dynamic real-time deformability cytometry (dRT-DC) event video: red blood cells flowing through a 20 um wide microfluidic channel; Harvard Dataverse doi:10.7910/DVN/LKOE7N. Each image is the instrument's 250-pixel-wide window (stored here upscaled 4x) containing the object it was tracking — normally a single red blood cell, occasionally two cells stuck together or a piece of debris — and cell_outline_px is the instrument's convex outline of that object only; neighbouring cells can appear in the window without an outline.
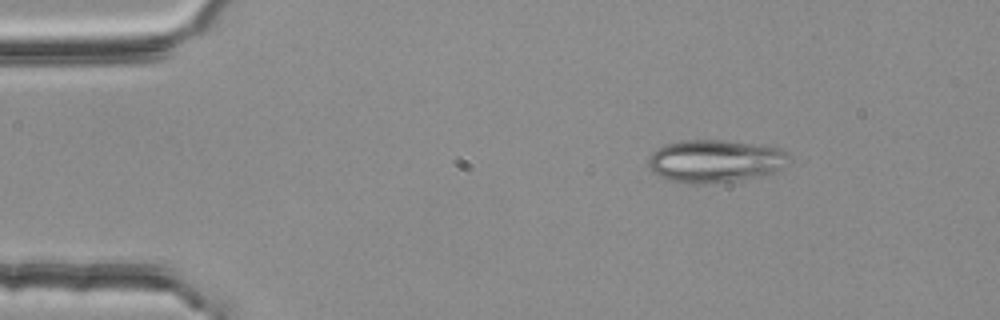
{"species": "common noctule bat (a hibernating species)", "species_latin": "Nyctalus noctula", "temperature_condition": "room temperature", "stored_images_in_passage": 48, "camera_frame_rate_fps": 3000, "um_per_image_px": 0.085, "animal": {"sex": "female", "body_mass_g": 25.1}, "frame": {"image": 1, "passage_image": 2, "time_ms": 0.333, "image_size_px": [1000, 320], "cell_outline_px": [[792, 156], [776, 172], [732, 180], [668, 180], [652, 172], [648, 164], [648, 156], [656, 148], [664, 144], [680, 140], [724, 140], [764, 144], [776, 148]], "centroid_in_image_um": [60.76, 13.61], "position_along_channel_um": 24.2, "area_um2": 33.93}}
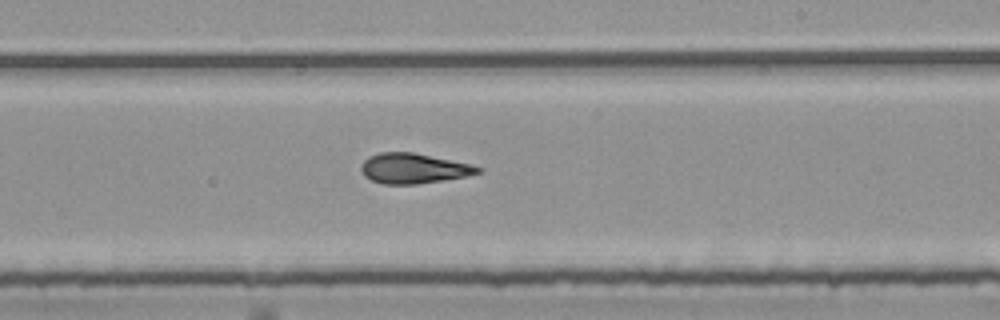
{"frame": {"image": 2, "passage_image": 26, "time_ms": 8.333, "image_size_px": [1000, 320], "cell_outline_px": [[484, 168], [480, 172], [464, 176], [416, 184], [384, 184], [372, 180], [364, 176], [360, 168], [364, 160], [368, 156], [380, 152], [412, 152], [468, 164]], "centroid_in_image_um": [35.08, 14.31], "position_along_channel_um": 253.9, "area_um2": 20.11}}
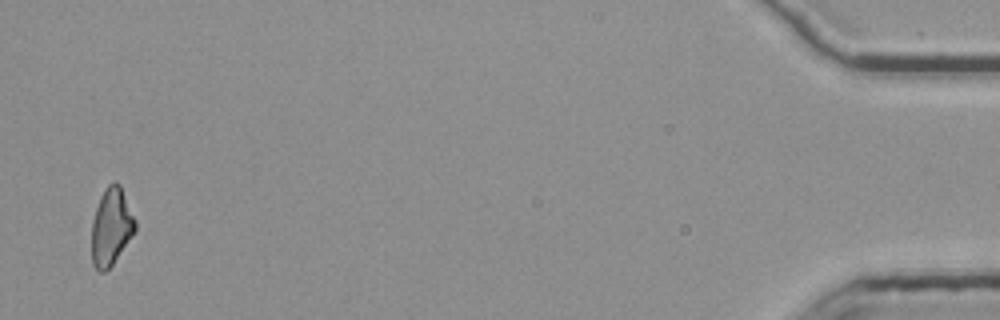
{"frame": {"image": 3, "passage_image": 47, "time_ms": 15.333, "image_size_px": [1000, 320], "cell_outline_px": [[136, 228], [112, 264], [104, 272], [100, 272], [92, 264], [92, 220], [100, 196], [104, 188], [108, 184], [116, 180], [120, 184], [136, 220]], "centroid_in_image_um": [9.44, 19.22], "position_along_channel_um": 425.8, "area_um2": 19.42}, "authors_computed_cell_mechanics": {"area_um2": 20.4323, "velocity_mm_per_s": 3.7831, "shape_relaxation_time_tau1_ms": 6.709, "shape_relaxation_time_tau2_ms": 3.1125, "deformation_change_tau1": 0.1855, "deformation_change_tau2": 0.1334}}